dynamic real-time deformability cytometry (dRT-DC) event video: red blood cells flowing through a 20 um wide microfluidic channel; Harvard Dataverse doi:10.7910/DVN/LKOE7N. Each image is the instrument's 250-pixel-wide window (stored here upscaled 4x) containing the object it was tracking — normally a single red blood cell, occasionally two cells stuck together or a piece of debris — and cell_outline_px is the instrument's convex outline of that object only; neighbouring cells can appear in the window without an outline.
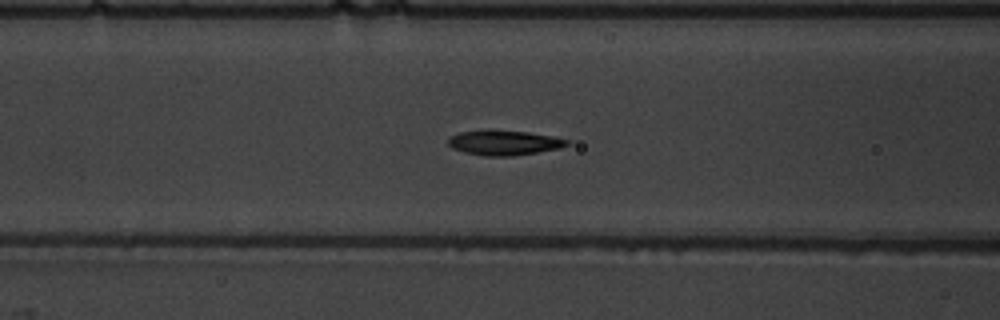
{"species": "common noctule bat (a hibernating species)", "species_latin": "Nyctalus noctula", "temperature_condition": "warm", "stored_images_in_passage": 55, "camera_frame_rate_fps": 3000, "um_per_image_px": 0.085, "animal": {"sex": "male", "body_mass_g": 19.5, "forearm_length_mm": 54.6}, "frame": {"image": 1, "passage_image": 24, "time_ms": 7.667, "image_size_px": [1000, 320], "cell_outline_px": [[568, 144], [560, 148], [512, 156], [484, 156], [464, 152], [452, 148], [448, 144], [448, 136], [460, 132], [488, 128], [528, 132], [552, 136], [568, 140]], "centroid_in_image_um": [42.77, 12.1], "position_along_channel_um": 123.8, "area_um2": 17.51}}
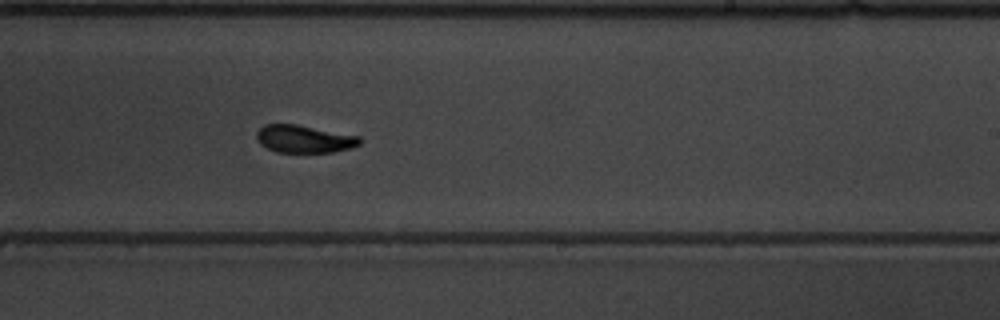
{"frame": {"image": 2, "passage_image": 35, "time_ms": 11.333, "image_size_px": [1000, 320], "cell_outline_px": [[364, 140], [360, 144], [352, 148], [332, 152], [276, 152], [260, 144], [256, 136], [256, 132], [264, 124], [296, 124], [360, 136]], "centroid_in_image_um": [25.89, 11.81], "position_along_channel_um": 263.1, "area_um2": 16.7}}
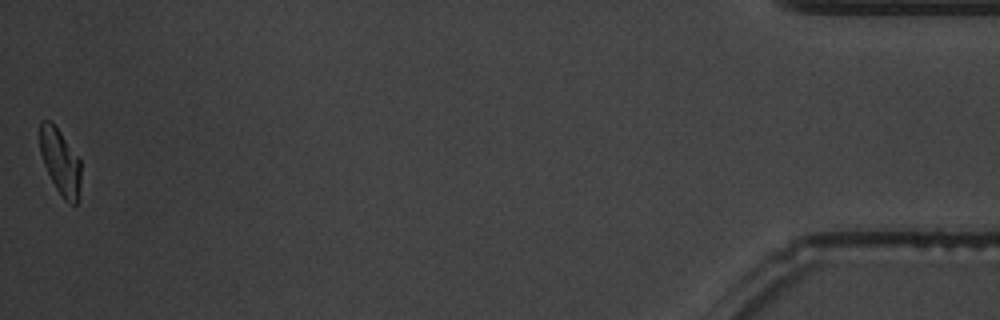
{"frame": {"image": 3, "passage_image": 55, "time_ms": 18.0, "image_size_px": [1000, 320], "cell_outline_px": [[80, 180], [76, 204], [72, 204], [64, 200], [56, 188], [44, 164], [40, 152], [40, 120], [48, 120], [60, 132], [80, 160]], "centroid_in_image_um": [5.11, 13.74], "position_along_channel_um": 430.1, "area_um2": 15.2}, "authors_computed_cell_mechanics": {"area_um2": 16.9932, "velocity_mm_per_s": 3.8154, "shape_relaxation_time_tau1_ms": 2.0914, "shape_relaxation_time_tau2_ms": 2.3996, "deformation_change_tau1": 0.1275, "deformation_change_tau2": 0.0764}}